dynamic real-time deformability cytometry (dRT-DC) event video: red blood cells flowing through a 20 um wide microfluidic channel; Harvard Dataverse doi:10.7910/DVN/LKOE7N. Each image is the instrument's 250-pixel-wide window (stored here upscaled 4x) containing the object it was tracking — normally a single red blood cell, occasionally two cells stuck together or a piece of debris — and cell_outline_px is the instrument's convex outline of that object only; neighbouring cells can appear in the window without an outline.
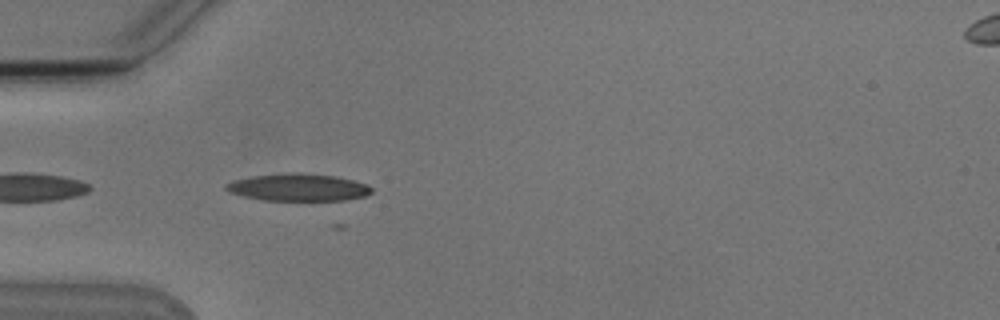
{"species": "Egyptian fruit bat (a non-hibernating species)", "species_latin": "Rousettus aegyptiacus", "temperature_condition": "cold", "stored_images_in_passage": 8, "camera_frame_rate_fps": 3000, "um_per_image_px": 0.085, "animal": {"sex": "male"}, "frame": {"image": 1, "passage_image": 4, "time_ms": 4.333, "image_size_px": [1000, 320], "cell_outline_px": [[372, 192], [364, 196], [344, 200], [264, 200], [244, 196], [228, 192], [224, 188], [224, 184], [232, 180], [252, 176], [292, 172], [300, 172], [336, 176], [368, 184], [372, 188]], "centroid_in_image_um": [25.32, 15.91], "position_along_channel_um": 59.7, "area_um2": 23.24}}
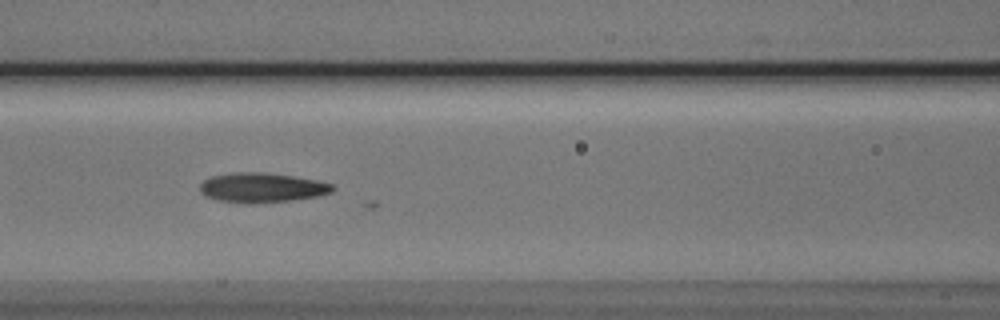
{"frame": {"image": 2, "passage_image": 6, "time_ms": 6.667, "image_size_px": [1000, 320], "cell_outline_px": [[336, 188], [332, 192], [316, 196], [292, 200], [256, 204], [248, 204], [220, 200], [204, 196], [200, 192], [200, 184], [204, 180], [212, 176], [232, 172], [264, 172], [296, 176], [316, 180], [332, 184]], "centroid_in_image_um": [22.26, 15.95], "position_along_channel_um": 144.3, "area_um2": 23.12}}